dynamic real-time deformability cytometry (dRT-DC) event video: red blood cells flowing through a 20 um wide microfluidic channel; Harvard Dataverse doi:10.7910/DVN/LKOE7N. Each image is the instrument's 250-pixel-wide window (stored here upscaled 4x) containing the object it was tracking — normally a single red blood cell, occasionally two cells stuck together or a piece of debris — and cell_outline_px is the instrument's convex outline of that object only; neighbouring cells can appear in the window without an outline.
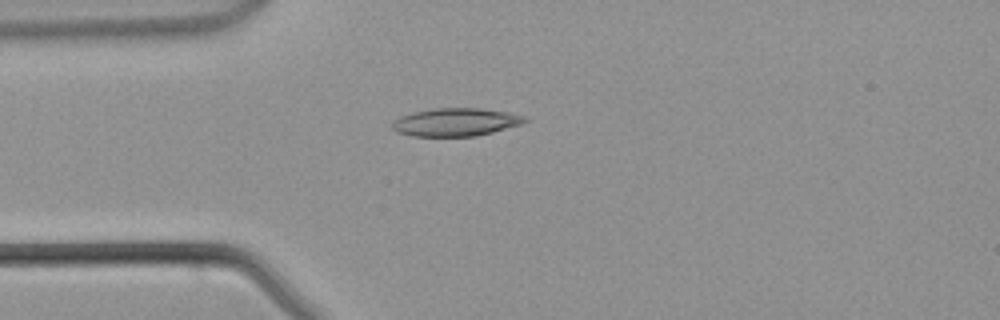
{"species": "common noctule bat (a hibernating species)", "species_latin": "Nyctalus noctula", "temperature_condition": "warm", "stored_images_in_passage": 34, "camera_frame_rate_fps": 3000, "um_per_image_px": 0.085, "animal": {"sex": "male", "body_mass_g": 21.5, "forearm_length_mm": 52.0}, "frame": {"image": 1, "passage_image": 1, "time_ms": 0.0, "image_size_px": [1000, 320], "cell_outline_px": [[528, 120], [520, 124], [492, 132], [476, 136], [412, 136], [396, 132], [392, 128], [392, 120], [400, 116], [412, 112], [436, 108], [480, 108], [508, 112], [524, 116]], "centroid_in_image_um": [38.68, 10.38], "position_along_channel_um": 46.3, "area_um2": 21.62}}
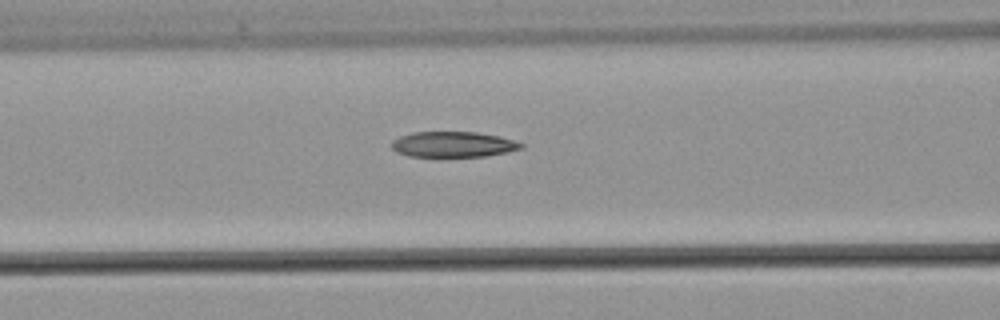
{"frame": {"image": 2, "passage_image": 7, "time_ms": 2.0, "image_size_px": [1000, 320], "cell_outline_px": [[524, 148], [508, 152], [484, 156], [408, 156], [396, 152], [392, 148], [392, 140], [400, 136], [416, 132], [476, 132], [500, 136], [524, 144]], "centroid_in_image_um": [38.53, 12.27], "position_along_channel_um": 128.1, "area_um2": 19.19}}
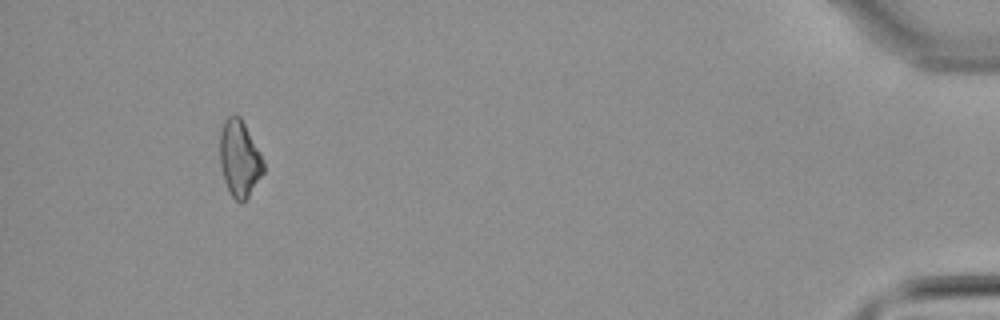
{"frame": {"image": 3, "passage_image": 31, "time_ms": 10.0, "image_size_px": [1000, 320], "cell_outline_px": [[264, 172], [248, 196], [240, 204], [232, 196], [224, 180], [220, 164], [220, 132], [224, 120], [228, 116], [240, 116], [260, 152], [264, 160]], "centroid_in_image_um": [20.35, 13.47], "position_along_channel_um": 414.8, "area_um2": 19.25}}